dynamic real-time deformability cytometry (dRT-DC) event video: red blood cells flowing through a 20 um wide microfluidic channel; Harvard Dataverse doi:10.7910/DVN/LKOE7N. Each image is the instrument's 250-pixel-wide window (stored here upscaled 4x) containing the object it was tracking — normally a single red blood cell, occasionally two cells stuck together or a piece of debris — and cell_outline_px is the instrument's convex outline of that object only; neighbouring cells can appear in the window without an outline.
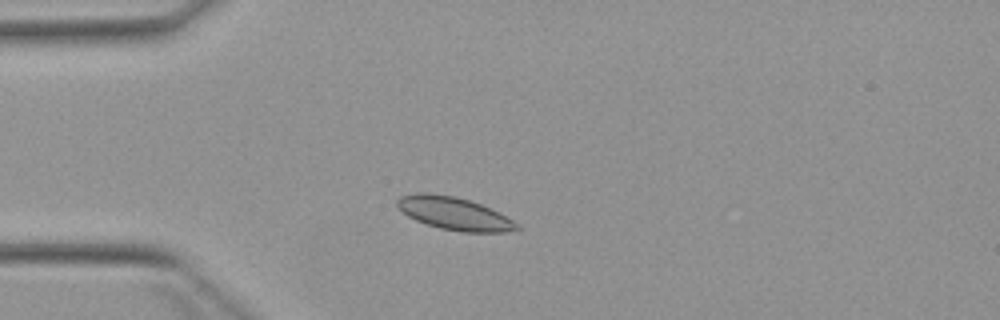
{"species": "Egyptian fruit bat (a non-hibernating species)", "species_latin": "Rousettus aegyptiacus", "temperature_condition": "warm", "stored_images_in_passage": 2, "camera_frame_rate_fps": 3000, "um_per_image_px": 0.085, "animal": {"sex": "female"}, "frame": {"image": 1, "passage_image": 2, "time_ms": 2.333, "image_size_px": [1000, 320], "cell_outline_px": [[520, 228], [508, 232], [460, 232], [440, 228], [416, 220], [408, 216], [396, 208], [396, 200], [400, 196], [416, 192], [424, 192], [452, 196], [468, 200], [480, 204], [500, 212], [520, 224]], "centroid_in_image_um": [38.6, 18.15], "position_along_channel_um": 46.4, "area_um2": 23.0}}